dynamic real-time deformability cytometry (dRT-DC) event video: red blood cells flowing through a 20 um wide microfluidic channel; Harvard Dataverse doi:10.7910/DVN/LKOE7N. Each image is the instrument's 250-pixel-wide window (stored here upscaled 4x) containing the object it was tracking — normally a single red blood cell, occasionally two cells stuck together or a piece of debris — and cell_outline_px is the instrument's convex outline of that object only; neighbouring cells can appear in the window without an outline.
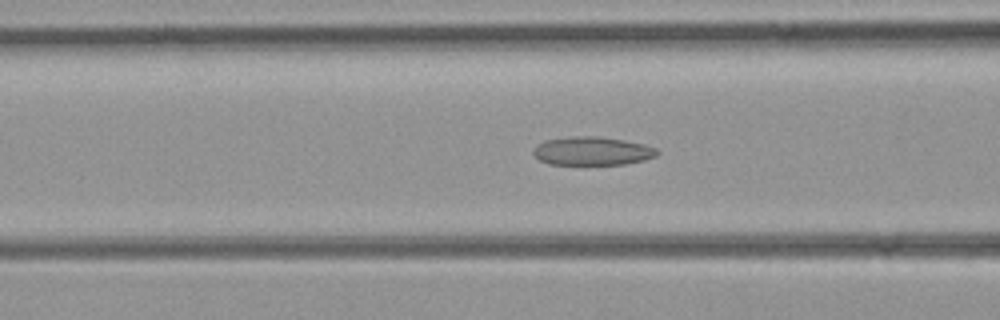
{"species": "common noctule bat (a hibernating species)", "species_latin": "Nyctalus noctula", "temperature_condition": "room temperature", "stored_images_in_passage": 37, "camera_frame_rate_fps": 3000, "um_per_image_px": 0.085, "animal": {"sex": "female", "body_mass_g": 21.9}, "frame": {"image": 1, "passage_image": 6, "time_ms": 1.667, "image_size_px": [1000, 320], "cell_outline_px": [[660, 152], [656, 156], [644, 160], [624, 164], [548, 164], [540, 160], [532, 152], [536, 144], [544, 140], [572, 136], [600, 136], [624, 140], [644, 144], [656, 148]], "centroid_in_image_um": [50.34, 12.82], "position_along_channel_um": 116.3, "area_um2": 20.63}}